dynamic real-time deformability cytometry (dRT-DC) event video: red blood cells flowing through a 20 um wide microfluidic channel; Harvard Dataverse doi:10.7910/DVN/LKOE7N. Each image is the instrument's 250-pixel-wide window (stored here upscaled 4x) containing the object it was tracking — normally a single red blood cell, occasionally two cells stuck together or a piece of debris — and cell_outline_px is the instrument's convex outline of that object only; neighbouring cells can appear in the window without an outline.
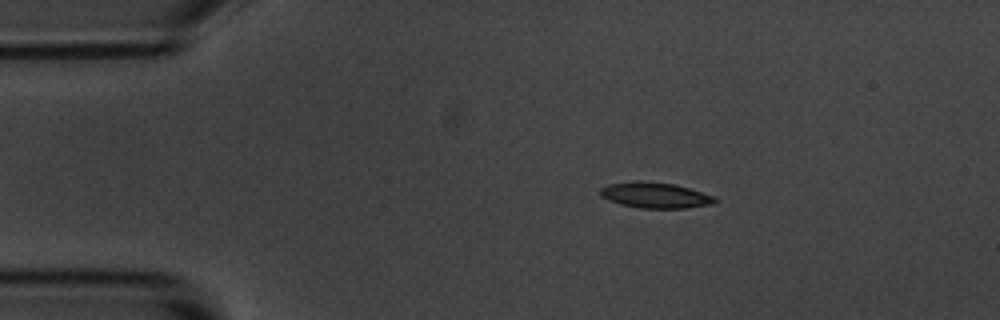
{"species": "common noctule bat (a hibernating species)", "species_latin": "Nyctalus noctula", "temperature_condition": "room temperature", "stored_images_in_passage": 46, "camera_frame_rate_fps": 3000, "um_per_image_px": 0.085, "animal": {"sex": "male", "body_mass_g": 20.1, "forearm_length_mm": 53.5}, "frame": {"image": 1, "passage_image": 1, "time_ms": 0.0, "image_size_px": [1000, 320], "cell_outline_px": [[720, 200], [712, 204], [684, 208], [640, 208], [620, 204], [608, 200], [600, 196], [600, 188], [608, 184], [636, 180], [640, 180], [672, 184], [688, 188], [716, 196]], "centroid_in_image_um": [55.68, 16.59], "position_along_channel_um": 29.3, "area_um2": 17.28}}
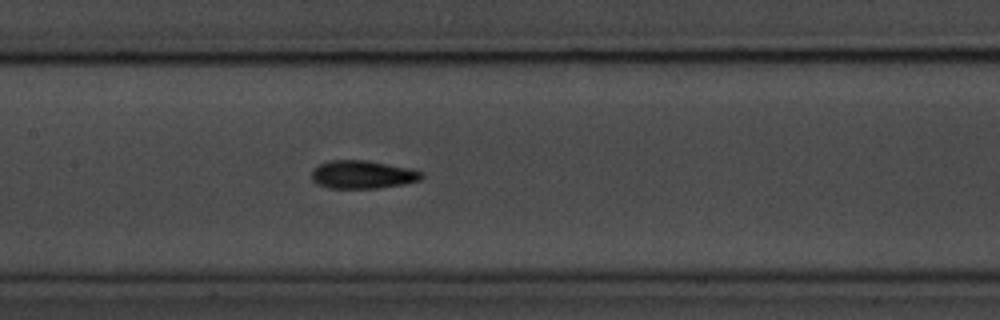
{"frame": {"image": 2, "passage_image": 17, "time_ms": 5.333, "image_size_px": [1000, 320], "cell_outline_px": [[424, 176], [420, 180], [404, 184], [380, 188], [328, 188], [316, 184], [312, 180], [312, 168], [316, 164], [328, 160], [368, 160], [408, 168], [424, 172]], "centroid_in_image_um": [30.78, 14.83], "position_along_channel_um": 176.6, "area_um2": 18.32}}
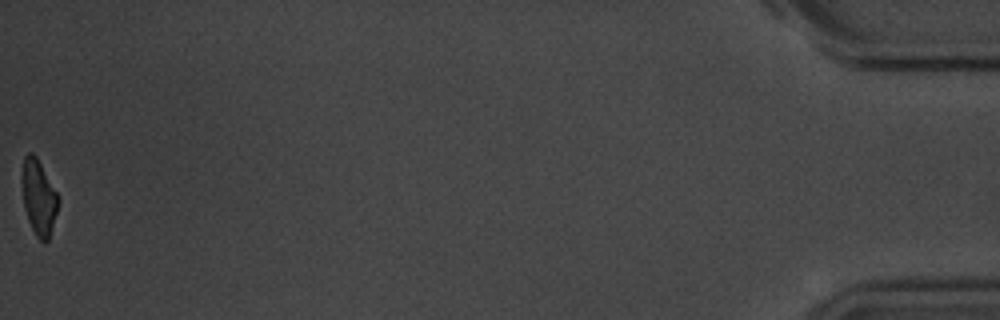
{"frame": {"image": 3, "passage_image": 46, "time_ms": 15.0, "image_size_px": [1000, 320], "cell_outline_px": [[60, 200], [48, 240], [44, 244], [36, 236], [28, 220], [24, 208], [20, 180], [20, 176], [24, 156], [28, 152], [32, 152], [36, 156], [56, 192]], "centroid_in_image_um": [3.25, 16.76], "position_along_channel_um": 431.9, "area_um2": 16.01}, "authors_computed_cell_mechanics": {"area_um2": 17.4556, "velocity_mm_per_s": 3.6831, "shape_relaxation_time_tau1_ms": 2.7295, "shape_relaxation_time_tau2_ms": 2.9244, "deformation_change_tau1": 0.1248, "deformation_change_tau2": 0.1041}}